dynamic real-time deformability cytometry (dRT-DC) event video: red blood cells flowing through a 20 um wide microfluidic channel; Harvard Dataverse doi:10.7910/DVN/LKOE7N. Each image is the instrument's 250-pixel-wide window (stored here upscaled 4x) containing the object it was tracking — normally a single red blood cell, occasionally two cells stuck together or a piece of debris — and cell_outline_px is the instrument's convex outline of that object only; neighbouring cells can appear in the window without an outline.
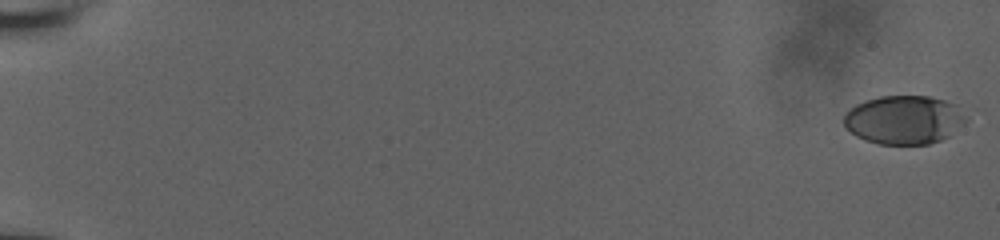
{"species": "human", "species_latin": "Homo sapiens", "temperature_condition": "room temperature", "stored_images_in_passage": 40, "camera_frame_rate_fps": 3000, "um_per_image_px": 0.085, "donor": {"sex": "male"}, "frame": {"image": 1, "passage_image": 1, "time_ms": 0.0, "image_size_px": [1000, 240], "cell_outline_px": [[968, 120], [948, 136], [940, 140], [928, 144], [876, 144], [864, 140], [856, 136], [844, 124], [844, 116], [856, 104], [880, 96], [928, 96], [944, 100], [956, 104], [964, 108], [968, 112]], "centroid_in_image_um": [76.91, 10.18], "position_along_channel_um": 8.1, "area_um2": 34.8}}
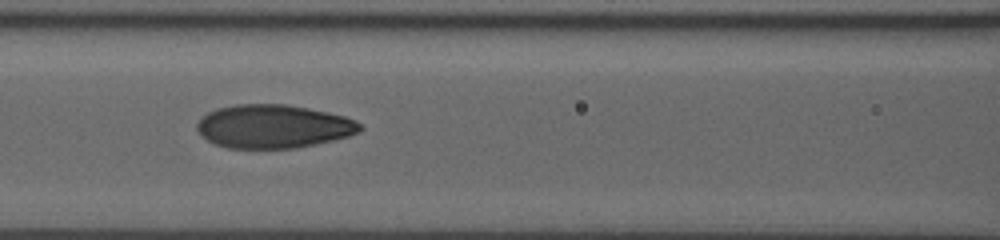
{"frame": {"image": 2, "passage_image": 23, "time_ms": 9.333, "image_size_px": [1000, 240], "cell_outline_px": [[364, 128], [360, 132], [348, 136], [316, 144], [296, 148], [228, 148], [216, 144], [208, 140], [196, 128], [196, 124], [208, 112], [216, 108], [236, 104], [284, 104], [308, 108], [328, 112], [344, 116], [356, 120]], "centroid_in_image_um": [23.26, 10.74], "position_along_channel_um": 143.3, "area_um2": 41.21}}
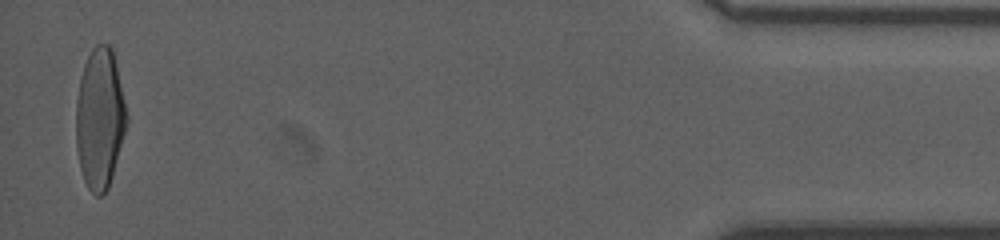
{"frame": {"image": 3, "passage_image": 40, "time_ms": 18.667, "image_size_px": [1000, 240], "cell_outline_px": [[128, 120], [112, 176], [108, 188], [100, 196], [96, 196], [88, 188], [84, 180], [80, 168], [76, 148], [76, 104], [80, 80], [84, 64], [92, 48], [96, 44], [108, 44], [112, 48], [116, 64], [128, 116]], "centroid_in_image_um": [8.48, 10.08], "position_along_channel_um": 426.7, "area_um2": 41.27}, "authors_computed_cell_mechanics": {"area_um2": 39.9976, "velocity_mm_per_s": 3.8461, "shape_relaxation_time_tau1_ms": 4.0376, "shape_relaxation_time_tau2_ms": null, "deformation_change_tau1": 0.1792, "deformation_change_tau2": null}}